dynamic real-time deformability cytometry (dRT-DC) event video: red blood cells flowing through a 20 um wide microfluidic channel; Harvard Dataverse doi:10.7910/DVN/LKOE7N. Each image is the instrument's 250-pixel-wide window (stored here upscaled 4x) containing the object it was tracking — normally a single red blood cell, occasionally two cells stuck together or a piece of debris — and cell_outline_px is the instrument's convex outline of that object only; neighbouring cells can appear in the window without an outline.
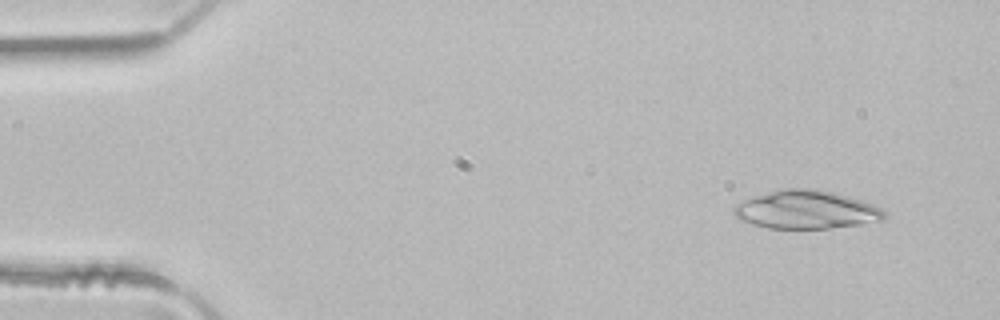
{"species": "common noctule bat (a hibernating species)", "species_latin": "Nyctalus noctula", "temperature_condition": "room temperature", "stored_images_in_passage": 48, "camera_frame_rate_fps": 3000, "um_per_image_px": 0.085, "animal": {"sex": "male", "body_mass_g": 21.5, "forearm_length_mm": 52.0}, "frame": {"image": 1, "passage_image": 4, "time_ms": 1.0, "image_size_px": [1000, 320], "cell_outline_px": [[884, 220], [860, 224], [828, 228], [768, 228], [752, 224], [740, 220], [732, 212], [732, 208], [736, 204], [752, 196], [784, 188], [816, 188], [848, 196], [872, 204], [880, 208], [884, 212]], "centroid_in_image_um": [68.48, 17.82], "position_along_channel_um": 16.5, "area_um2": 33.47}}